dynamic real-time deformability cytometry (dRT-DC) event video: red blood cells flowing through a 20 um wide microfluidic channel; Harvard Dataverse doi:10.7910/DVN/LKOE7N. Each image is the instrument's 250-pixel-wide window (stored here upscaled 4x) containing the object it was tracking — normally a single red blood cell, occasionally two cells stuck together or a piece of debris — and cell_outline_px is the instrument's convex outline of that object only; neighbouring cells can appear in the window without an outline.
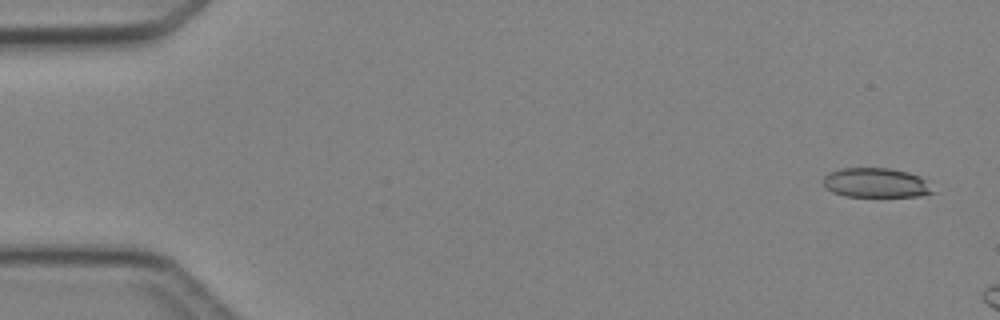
{"species": "Egyptian fruit bat (a non-hibernating species)", "species_latin": "Rousettus aegyptiacus", "temperature_condition": "cold", "stored_images_in_passage": 3, "camera_frame_rate_fps": 3000, "um_per_image_px": 0.085, "animal": {"sex": "female"}, "frame": {"image": 1, "passage_image": 1, "time_ms": 0.0, "image_size_px": [1000, 320], "cell_outline_px": [[936, 192], [920, 196], [844, 196], [832, 192], [824, 188], [824, 176], [828, 172], [840, 168], [892, 168], [908, 172], [920, 176], [928, 180]], "centroid_in_image_um": [74.48, 15.53], "position_along_channel_um": 10.5, "area_um2": 19.19}}